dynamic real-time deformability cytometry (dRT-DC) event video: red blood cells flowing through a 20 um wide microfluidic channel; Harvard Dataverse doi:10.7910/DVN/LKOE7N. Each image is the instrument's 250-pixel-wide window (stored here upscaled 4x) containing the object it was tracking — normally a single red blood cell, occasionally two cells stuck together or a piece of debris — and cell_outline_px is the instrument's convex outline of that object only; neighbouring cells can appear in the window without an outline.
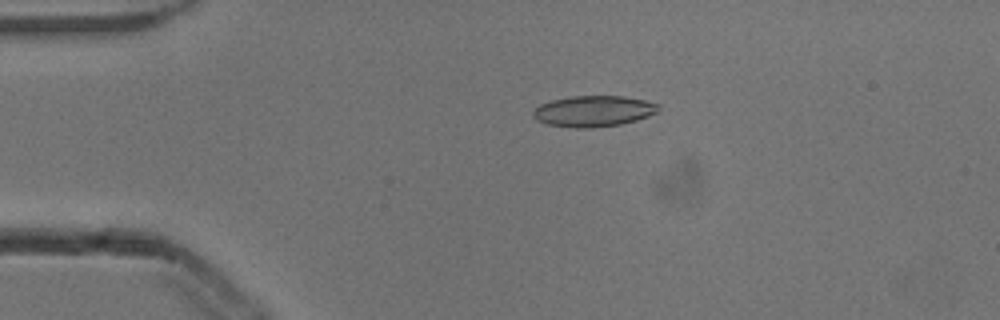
{"species": "common noctule bat (a hibernating species)", "species_latin": "Nyctalus noctula", "temperature_condition": "cold", "stored_images_in_passage": 48, "camera_frame_rate_fps": 3000, "um_per_image_px": 0.085, "animal": {"sex": "male", "body_mass_g": 13.3}, "frame": {"image": 1, "passage_image": 6, "time_ms": 1.667, "image_size_px": [1000, 320], "cell_outline_px": [[660, 108], [656, 112], [648, 116], [636, 120], [620, 124], [592, 128], [576, 128], [548, 124], [536, 120], [532, 116], [532, 112], [540, 104], [552, 100], [572, 96], [624, 96], [644, 100], [660, 104]], "centroid_in_image_um": [50.45, 9.44], "position_along_channel_um": 34.6, "area_um2": 22.6}}
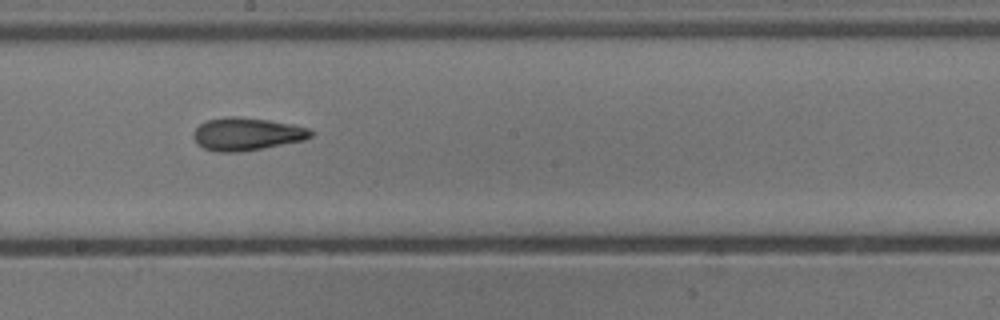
{"frame": {"image": 2, "passage_image": 24, "time_ms": 7.667, "image_size_px": [1000, 320], "cell_outline_px": [[316, 132], [312, 136], [304, 140], [264, 148], [240, 152], [216, 152], [204, 148], [196, 144], [192, 136], [196, 128], [200, 124], [208, 120], [224, 116], [240, 116], [268, 120], [292, 124], [308, 128]], "centroid_in_image_um": [20.97, 11.39], "position_along_channel_um": 227.2, "area_um2": 22.66}}
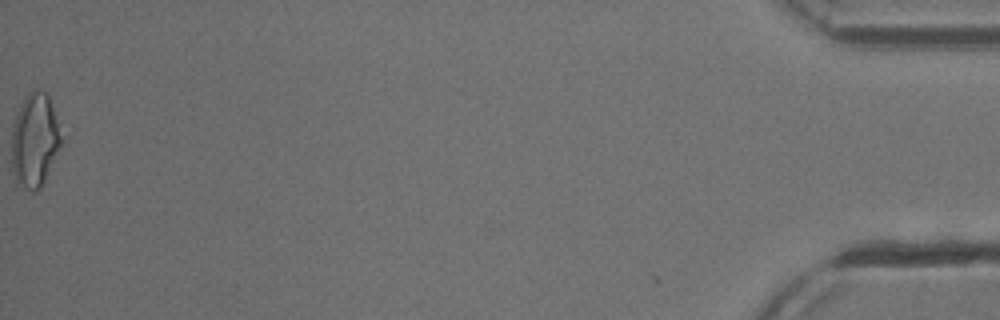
{"frame": {"image": 3, "passage_image": 48, "time_ms": 15.667, "image_size_px": [1000, 320], "cell_outline_px": [[64, 140], [40, 188], [36, 192], [32, 192], [16, 180], [12, 172], [12, 124], [20, 104], [24, 96], [32, 88], [36, 88], [44, 92], [48, 96]], "centroid_in_image_um": [2.95, 11.88], "position_along_channel_um": 432.3, "area_um2": 27.17}, "authors_computed_cell_mechanics": {"area_um2": 22.0507, "velocity_mm_per_s": 3.8813, "shape_relaxation_time_tau1_ms": 6.7883, "shape_relaxation_time_tau2_ms": 4.1332, "deformation_change_tau1": 0.1578, "deformation_change_tau2": 0.1105}}